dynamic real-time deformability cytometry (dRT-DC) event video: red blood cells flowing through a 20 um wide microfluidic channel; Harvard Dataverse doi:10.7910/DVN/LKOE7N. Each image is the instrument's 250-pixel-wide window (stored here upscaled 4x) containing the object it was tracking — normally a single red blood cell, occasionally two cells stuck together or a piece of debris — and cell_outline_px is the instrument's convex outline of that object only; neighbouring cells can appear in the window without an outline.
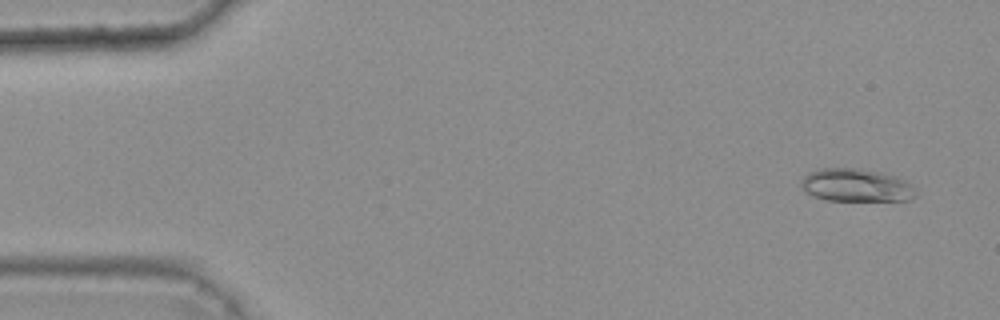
{"species": "common noctule bat (a hibernating species)", "species_latin": "Nyctalus noctula", "temperature_condition": "warm", "stored_images_in_passage": 50, "camera_frame_rate_fps": 3000, "um_per_image_px": 0.085, "animal": {"sex": "female", "body_mass_g": 25.1}, "frame": {"image": 1, "passage_image": 3, "time_ms": 0.667, "image_size_px": [1000, 320], "cell_outline_px": [[916, 196], [908, 200], [828, 200], [804, 192], [800, 184], [800, 180], [808, 172], [820, 168], [852, 168], [876, 172], [896, 176], [904, 180], [916, 192]], "centroid_in_image_um": [72.71, 15.74], "position_along_channel_um": 12.3, "area_um2": 21.68}}
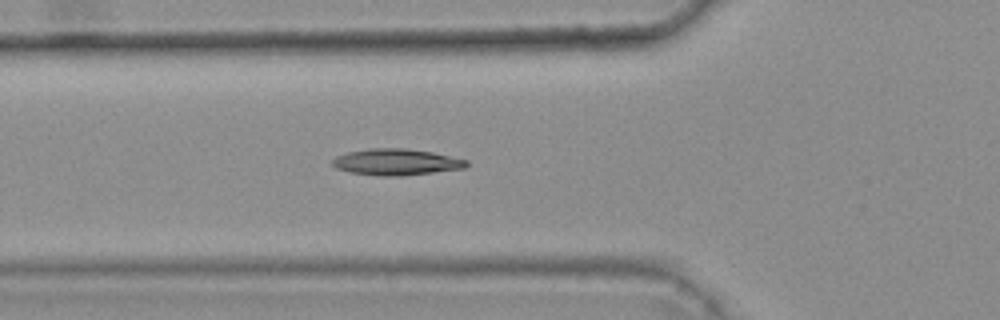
{"frame": {"image": 2, "passage_image": 19, "time_ms": 6.0, "image_size_px": [1000, 320], "cell_outline_px": [[468, 164], [464, 168], [400, 176], [380, 176], [348, 172], [336, 168], [332, 164], [332, 160], [336, 156], [348, 152], [368, 148], [404, 148], [432, 152], [468, 160]], "centroid_in_image_um": [33.64, 13.77], "position_along_channel_um": 92.2, "area_um2": 20.52}}
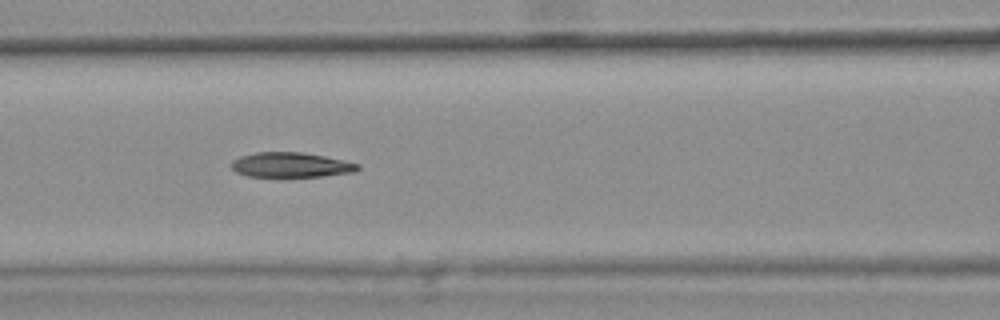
{"frame": {"image": 3, "passage_image": 23, "time_ms": 7.333, "image_size_px": [1000, 320], "cell_outline_px": [[360, 168], [356, 172], [320, 176], [248, 176], [236, 172], [232, 168], [232, 160], [240, 156], [256, 152], [300, 152], [324, 156], [344, 160], [360, 164]], "centroid_in_image_um": [24.75, 14.01], "position_along_channel_um": 141.9, "area_um2": 18.21}, "authors_computed_cell_mechanics": {"area_um2": 19.2763, "velocity_mm_per_s": 3.7098, "shape_relaxation_time_tau1_ms": null, "shape_relaxation_time_tau2_ms": 6.0313, "deformation_change_tau1": null, "deformation_change_tau2": 0.1375}}